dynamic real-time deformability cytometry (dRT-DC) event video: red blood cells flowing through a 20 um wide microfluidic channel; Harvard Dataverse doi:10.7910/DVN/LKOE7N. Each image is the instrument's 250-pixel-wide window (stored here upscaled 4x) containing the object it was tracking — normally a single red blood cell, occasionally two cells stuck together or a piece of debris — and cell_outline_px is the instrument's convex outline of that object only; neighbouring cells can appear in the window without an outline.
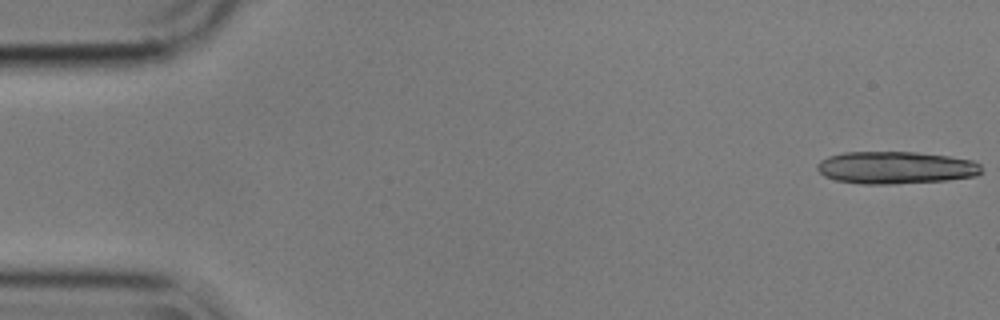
{"species": "common noctule bat (a hibernating species)", "species_latin": "Nyctalus noctula", "temperature_condition": "cold", "stored_images_in_passage": 45, "camera_frame_rate_fps": 3000, "um_per_image_px": 0.085, "animal": {"sex": "male", "body_mass_g": 17.9}, "frame": {"image": 1, "passage_image": 1, "time_ms": 0.0, "image_size_px": [1000, 320], "cell_outline_px": [[980, 172], [976, 176], [948, 180], [896, 184], [860, 184], [836, 180], [824, 176], [816, 168], [816, 164], [820, 160], [828, 156], [844, 152], [916, 152], [948, 156], [972, 160], [980, 164]], "centroid_in_image_um": [76.1, 14.25], "position_along_channel_um": 8.9, "area_um2": 31.15}}
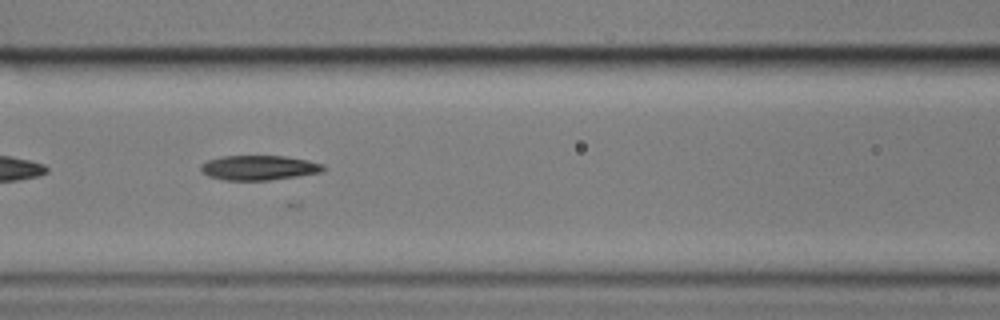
{"frame": {"image": 2, "passage_image": 24, "time_ms": 7.667, "image_size_px": [1000, 320], "cell_outline_px": [[324, 172], [268, 180], [224, 180], [208, 176], [200, 172], [200, 164], [208, 160], [220, 156], [284, 156], [308, 160], [324, 164]], "centroid_in_image_um": [21.98, 14.25], "position_along_channel_um": 144.6, "area_um2": 17.74}}
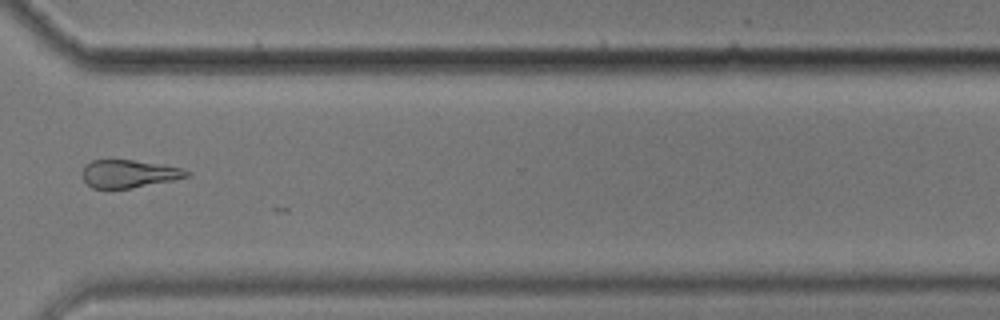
{"frame": {"image": 3, "passage_image": 42, "time_ms": 13.667, "image_size_px": [1000, 320], "cell_outline_px": [[192, 172], [188, 176], [172, 180], [132, 188], [92, 188], [84, 180], [80, 172], [84, 164], [92, 160], [132, 160], [180, 168]], "centroid_in_image_um": [10.88, 14.77], "position_along_channel_um": 359.7, "area_um2": 16.76}}